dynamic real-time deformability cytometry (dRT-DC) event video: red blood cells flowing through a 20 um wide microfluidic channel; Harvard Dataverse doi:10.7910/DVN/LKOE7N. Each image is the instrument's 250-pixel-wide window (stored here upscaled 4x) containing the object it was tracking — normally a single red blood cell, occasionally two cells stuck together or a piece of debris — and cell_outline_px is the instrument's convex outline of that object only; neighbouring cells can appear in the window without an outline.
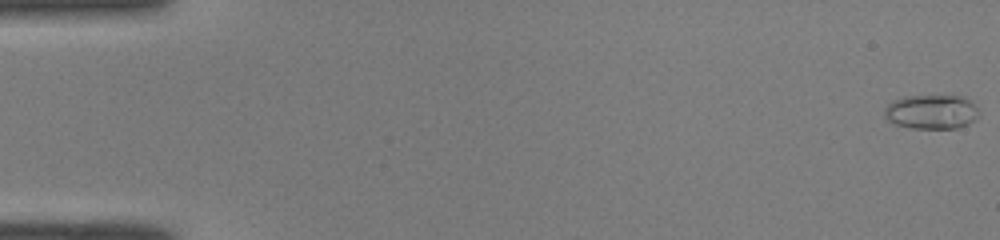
{"species": "common noctule bat (a hibernating species)", "species_latin": "Nyctalus noctula", "temperature_condition": "room temperature", "stored_images_in_passage": 11, "camera_frame_rate_fps": 3000, "um_per_image_px": 0.085, "animal": {"sex": "male", "body_mass_g": 19.0, "forearm_length_mm": 50.8}, "frame": {"image": 1, "passage_image": 1, "time_ms": 0.0, "image_size_px": [1000, 240], "cell_outline_px": [[980, 112], [968, 124], [956, 128], [912, 128], [892, 124], [884, 116], [884, 108], [892, 100], [904, 96], [964, 96], [972, 100]], "centroid_in_image_um": [79.15, 9.5], "position_along_channel_um": 5.9, "area_um2": 19.07}}